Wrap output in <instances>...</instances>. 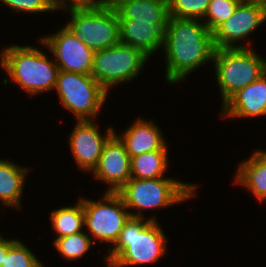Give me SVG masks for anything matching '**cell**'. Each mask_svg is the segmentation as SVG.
Returning a JSON list of instances; mask_svg holds the SVG:
<instances>
[{"instance_id":"cell-13","label":"cell","mask_w":266,"mask_h":267,"mask_svg":"<svg viewBox=\"0 0 266 267\" xmlns=\"http://www.w3.org/2000/svg\"><path fill=\"white\" fill-rule=\"evenodd\" d=\"M114 134L115 131L109 128L103 137L92 120L78 121L69 141L78 167L85 171H93L98 164L105 144Z\"/></svg>"},{"instance_id":"cell-21","label":"cell","mask_w":266,"mask_h":267,"mask_svg":"<svg viewBox=\"0 0 266 267\" xmlns=\"http://www.w3.org/2000/svg\"><path fill=\"white\" fill-rule=\"evenodd\" d=\"M54 230L59 235L57 238L81 232L85 225V212L82 200L75 207H64L51 213Z\"/></svg>"},{"instance_id":"cell-28","label":"cell","mask_w":266,"mask_h":267,"mask_svg":"<svg viewBox=\"0 0 266 267\" xmlns=\"http://www.w3.org/2000/svg\"><path fill=\"white\" fill-rule=\"evenodd\" d=\"M9 251V240L0 236V267L4 263L7 252Z\"/></svg>"},{"instance_id":"cell-7","label":"cell","mask_w":266,"mask_h":267,"mask_svg":"<svg viewBox=\"0 0 266 267\" xmlns=\"http://www.w3.org/2000/svg\"><path fill=\"white\" fill-rule=\"evenodd\" d=\"M54 89L62 105L72 111L78 121L97 116L108 94L92 75L62 70H59Z\"/></svg>"},{"instance_id":"cell-19","label":"cell","mask_w":266,"mask_h":267,"mask_svg":"<svg viewBox=\"0 0 266 267\" xmlns=\"http://www.w3.org/2000/svg\"><path fill=\"white\" fill-rule=\"evenodd\" d=\"M27 168H22L7 160H0V200L8 206H20Z\"/></svg>"},{"instance_id":"cell-22","label":"cell","mask_w":266,"mask_h":267,"mask_svg":"<svg viewBox=\"0 0 266 267\" xmlns=\"http://www.w3.org/2000/svg\"><path fill=\"white\" fill-rule=\"evenodd\" d=\"M92 241L84 232L56 238L54 245L67 260H75L85 254L91 247Z\"/></svg>"},{"instance_id":"cell-25","label":"cell","mask_w":266,"mask_h":267,"mask_svg":"<svg viewBox=\"0 0 266 267\" xmlns=\"http://www.w3.org/2000/svg\"><path fill=\"white\" fill-rule=\"evenodd\" d=\"M1 267H43L36 256L19 240H9V251Z\"/></svg>"},{"instance_id":"cell-14","label":"cell","mask_w":266,"mask_h":267,"mask_svg":"<svg viewBox=\"0 0 266 267\" xmlns=\"http://www.w3.org/2000/svg\"><path fill=\"white\" fill-rule=\"evenodd\" d=\"M223 112L222 116L238 118L266 115V72L256 81L234 93L223 104Z\"/></svg>"},{"instance_id":"cell-9","label":"cell","mask_w":266,"mask_h":267,"mask_svg":"<svg viewBox=\"0 0 266 267\" xmlns=\"http://www.w3.org/2000/svg\"><path fill=\"white\" fill-rule=\"evenodd\" d=\"M104 195L105 202L82 199L85 225L95 237L94 240L115 244L130 217L143 215L125 211L127 207L118 193L106 192Z\"/></svg>"},{"instance_id":"cell-11","label":"cell","mask_w":266,"mask_h":267,"mask_svg":"<svg viewBox=\"0 0 266 267\" xmlns=\"http://www.w3.org/2000/svg\"><path fill=\"white\" fill-rule=\"evenodd\" d=\"M265 20V5L243 0L231 17L212 32L215 48H243L232 44L246 38Z\"/></svg>"},{"instance_id":"cell-29","label":"cell","mask_w":266,"mask_h":267,"mask_svg":"<svg viewBox=\"0 0 266 267\" xmlns=\"http://www.w3.org/2000/svg\"><path fill=\"white\" fill-rule=\"evenodd\" d=\"M125 1L128 0H98V5L108 9H116Z\"/></svg>"},{"instance_id":"cell-5","label":"cell","mask_w":266,"mask_h":267,"mask_svg":"<svg viewBox=\"0 0 266 267\" xmlns=\"http://www.w3.org/2000/svg\"><path fill=\"white\" fill-rule=\"evenodd\" d=\"M195 187L171 178H131L117 193L128 209L134 208L141 211L149 208H164L170 204L186 201L195 194Z\"/></svg>"},{"instance_id":"cell-3","label":"cell","mask_w":266,"mask_h":267,"mask_svg":"<svg viewBox=\"0 0 266 267\" xmlns=\"http://www.w3.org/2000/svg\"><path fill=\"white\" fill-rule=\"evenodd\" d=\"M1 65L31 95L54 89L59 67L31 46L12 45L2 51Z\"/></svg>"},{"instance_id":"cell-26","label":"cell","mask_w":266,"mask_h":267,"mask_svg":"<svg viewBox=\"0 0 266 267\" xmlns=\"http://www.w3.org/2000/svg\"><path fill=\"white\" fill-rule=\"evenodd\" d=\"M9 8L24 12H44L55 10L52 0H0Z\"/></svg>"},{"instance_id":"cell-12","label":"cell","mask_w":266,"mask_h":267,"mask_svg":"<svg viewBox=\"0 0 266 267\" xmlns=\"http://www.w3.org/2000/svg\"><path fill=\"white\" fill-rule=\"evenodd\" d=\"M124 144L116 133L107 141L93 169L95 177L111 186L106 192L117 193L131 179V164Z\"/></svg>"},{"instance_id":"cell-24","label":"cell","mask_w":266,"mask_h":267,"mask_svg":"<svg viewBox=\"0 0 266 267\" xmlns=\"http://www.w3.org/2000/svg\"><path fill=\"white\" fill-rule=\"evenodd\" d=\"M243 0H211L205 13L209 18L204 23L213 32L235 12Z\"/></svg>"},{"instance_id":"cell-4","label":"cell","mask_w":266,"mask_h":267,"mask_svg":"<svg viewBox=\"0 0 266 267\" xmlns=\"http://www.w3.org/2000/svg\"><path fill=\"white\" fill-rule=\"evenodd\" d=\"M212 61L215 62L223 104L266 72V60L245 46L216 49Z\"/></svg>"},{"instance_id":"cell-10","label":"cell","mask_w":266,"mask_h":267,"mask_svg":"<svg viewBox=\"0 0 266 267\" xmlns=\"http://www.w3.org/2000/svg\"><path fill=\"white\" fill-rule=\"evenodd\" d=\"M40 40L56 58L59 70L90 75L95 51L76 37L66 26L57 34Z\"/></svg>"},{"instance_id":"cell-16","label":"cell","mask_w":266,"mask_h":267,"mask_svg":"<svg viewBox=\"0 0 266 267\" xmlns=\"http://www.w3.org/2000/svg\"><path fill=\"white\" fill-rule=\"evenodd\" d=\"M116 136L124 144L130 158L149 151L167 150L162 133L153 121L138 119L121 137Z\"/></svg>"},{"instance_id":"cell-27","label":"cell","mask_w":266,"mask_h":267,"mask_svg":"<svg viewBox=\"0 0 266 267\" xmlns=\"http://www.w3.org/2000/svg\"><path fill=\"white\" fill-rule=\"evenodd\" d=\"M55 8L67 9L68 7H90L98 5V0H69L71 3L66 5L65 0H52ZM67 7V8H66Z\"/></svg>"},{"instance_id":"cell-30","label":"cell","mask_w":266,"mask_h":267,"mask_svg":"<svg viewBox=\"0 0 266 267\" xmlns=\"http://www.w3.org/2000/svg\"><path fill=\"white\" fill-rule=\"evenodd\" d=\"M245 1L259 3V4H263L266 6V0H245Z\"/></svg>"},{"instance_id":"cell-23","label":"cell","mask_w":266,"mask_h":267,"mask_svg":"<svg viewBox=\"0 0 266 267\" xmlns=\"http://www.w3.org/2000/svg\"><path fill=\"white\" fill-rule=\"evenodd\" d=\"M211 0H168L169 16L182 19H204Z\"/></svg>"},{"instance_id":"cell-15","label":"cell","mask_w":266,"mask_h":267,"mask_svg":"<svg viewBox=\"0 0 266 267\" xmlns=\"http://www.w3.org/2000/svg\"><path fill=\"white\" fill-rule=\"evenodd\" d=\"M166 26H151L136 20L119 18L120 43L139 49L148 57L163 47Z\"/></svg>"},{"instance_id":"cell-6","label":"cell","mask_w":266,"mask_h":267,"mask_svg":"<svg viewBox=\"0 0 266 267\" xmlns=\"http://www.w3.org/2000/svg\"><path fill=\"white\" fill-rule=\"evenodd\" d=\"M68 9L72 18L65 26L89 48L104 50L120 43L119 18L115 9L99 5Z\"/></svg>"},{"instance_id":"cell-17","label":"cell","mask_w":266,"mask_h":267,"mask_svg":"<svg viewBox=\"0 0 266 267\" xmlns=\"http://www.w3.org/2000/svg\"><path fill=\"white\" fill-rule=\"evenodd\" d=\"M118 18L136 20L151 26H167L168 0H128L116 9Z\"/></svg>"},{"instance_id":"cell-18","label":"cell","mask_w":266,"mask_h":267,"mask_svg":"<svg viewBox=\"0 0 266 267\" xmlns=\"http://www.w3.org/2000/svg\"><path fill=\"white\" fill-rule=\"evenodd\" d=\"M236 183L244 185L262 202L266 199V151H256L240 164Z\"/></svg>"},{"instance_id":"cell-20","label":"cell","mask_w":266,"mask_h":267,"mask_svg":"<svg viewBox=\"0 0 266 267\" xmlns=\"http://www.w3.org/2000/svg\"><path fill=\"white\" fill-rule=\"evenodd\" d=\"M167 151L168 150L149 151L131 157V178H165L163 175L168 166Z\"/></svg>"},{"instance_id":"cell-2","label":"cell","mask_w":266,"mask_h":267,"mask_svg":"<svg viewBox=\"0 0 266 267\" xmlns=\"http://www.w3.org/2000/svg\"><path fill=\"white\" fill-rule=\"evenodd\" d=\"M130 217L106 260L110 267L153 263L166 253L165 235L155 216Z\"/></svg>"},{"instance_id":"cell-8","label":"cell","mask_w":266,"mask_h":267,"mask_svg":"<svg viewBox=\"0 0 266 267\" xmlns=\"http://www.w3.org/2000/svg\"><path fill=\"white\" fill-rule=\"evenodd\" d=\"M148 58L139 49L118 43L95 51L90 75L108 92L111 85L137 77Z\"/></svg>"},{"instance_id":"cell-1","label":"cell","mask_w":266,"mask_h":267,"mask_svg":"<svg viewBox=\"0 0 266 267\" xmlns=\"http://www.w3.org/2000/svg\"><path fill=\"white\" fill-rule=\"evenodd\" d=\"M198 19L170 16L164 31L166 80L178 83L208 60H213L215 45L212 32Z\"/></svg>"}]
</instances>
